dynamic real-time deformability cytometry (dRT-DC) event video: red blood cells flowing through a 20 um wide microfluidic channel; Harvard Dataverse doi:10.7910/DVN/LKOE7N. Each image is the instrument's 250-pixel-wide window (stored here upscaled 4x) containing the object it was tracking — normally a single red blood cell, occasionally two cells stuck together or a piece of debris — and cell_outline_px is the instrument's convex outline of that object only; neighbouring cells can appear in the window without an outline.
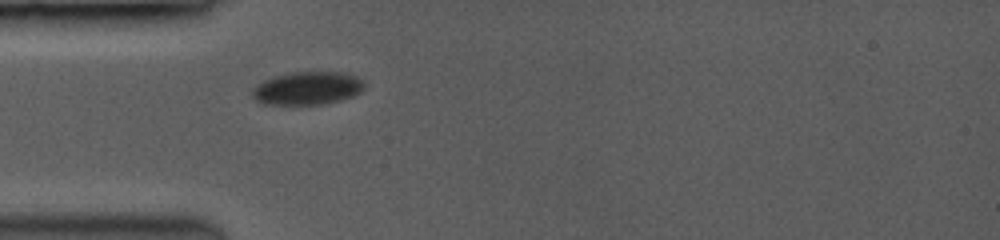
{"species": "common noctule bat (a hibernating species)", "species_latin": "Nyctalus noctula", "temperature_condition": "room temperature", "stored_images_in_passage": 1, "camera_frame_rate_fps": 3500, "um_per_image_px": 0.085, "animal": {"sex": "female", "body_mass_g": 19.0, "forearm_length_mm": 53.3}, "frame": {"image": 1, "passage_image": 1, "time_ms": 0.0, "image_size_px": [1000, 240], "cell_outline_px": [[364, 88], [360, 92], [352, 96], [320, 104], [264, 104], [256, 100], [252, 96], [252, 88], [264, 80], [276, 76], [296, 72], [340, 72], [356, 76], [360, 80]], "centroid_in_image_um": [26.09, 7.5], "position_along_channel_um": 58.9, "area_um2": 21.1}}